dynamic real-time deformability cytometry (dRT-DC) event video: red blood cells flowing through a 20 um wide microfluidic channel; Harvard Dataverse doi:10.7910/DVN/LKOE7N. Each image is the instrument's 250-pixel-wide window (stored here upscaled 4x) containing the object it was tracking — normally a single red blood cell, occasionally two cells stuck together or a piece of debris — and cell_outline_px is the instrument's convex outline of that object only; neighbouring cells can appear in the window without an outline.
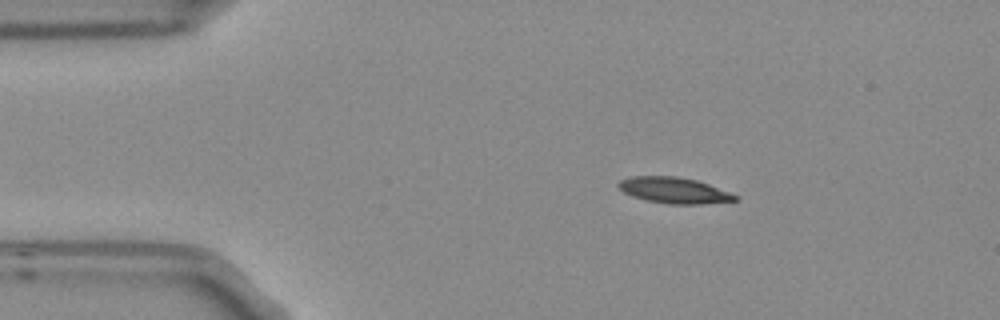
{"species": "Egyptian fruit bat (a non-hibernating species)", "species_latin": "Rousettus aegyptiacus", "temperature_condition": "room temperature", "stored_images_in_passage": 6, "camera_frame_rate_fps": 3000, "um_per_image_px": 0.085, "frame": {"image": 1, "passage_image": 2, "time_ms": 0.333, "image_size_px": [1000, 320], "cell_outline_px": [[740, 200], [700, 204], [668, 204], [648, 200], [632, 196], [624, 192], [616, 184], [620, 180], [628, 176], [676, 176], [696, 180], [708, 184], [740, 196]], "centroid_in_image_um": [57.31, 16.17], "position_along_channel_um": 27.7, "area_um2": 17.69}}
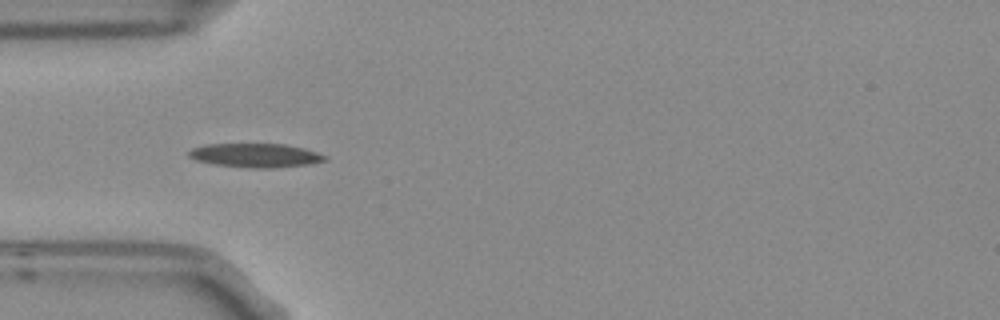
{"frame": {"image": 2, "passage_image": 4, "time_ms": 1.0, "image_size_px": [1000, 320], "cell_outline_px": [[328, 160], [308, 164], [272, 168], [252, 168], [216, 164], [196, 160], [188, 156], [188, 152], [192, 148], [204, 144], [284, 144], [304, 148], [328, 156]], "centroid_in_image_um": [21.73, 13.2], "position_along_channel_um": 63.3, "area_um2": 18.9}}